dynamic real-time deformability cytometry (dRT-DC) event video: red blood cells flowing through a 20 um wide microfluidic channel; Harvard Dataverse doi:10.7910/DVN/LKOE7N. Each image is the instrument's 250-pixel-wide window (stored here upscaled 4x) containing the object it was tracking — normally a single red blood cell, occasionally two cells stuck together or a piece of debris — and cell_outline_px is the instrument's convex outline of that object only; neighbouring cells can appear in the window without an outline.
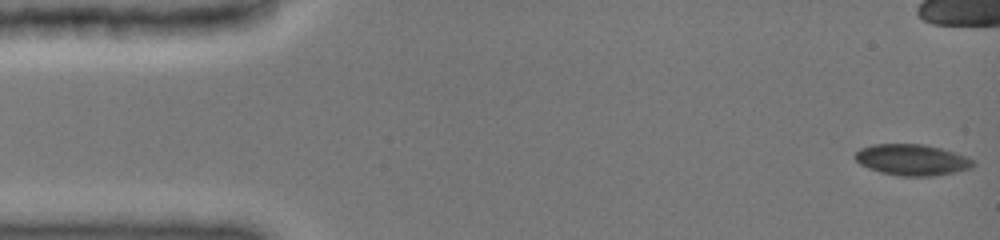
{"species": "common noctule bat (a hibernating species)", "species_latin": "Nyctalus noctula", "temperature_condition": "cold", "stored_images_in_passage": 27, "camera_frame_rate_fps": 3000, "um_per_image_px": 0.085, "animal": {"sex": "female", "body_mass_g": 19.0, "forearm_length_mm": 51.5}, "frame": {"image": 1, "passage_image": 1, "time_ms": 0.0, "image_size_px": [1000, 240], "cell_outline_px": [[976, 164], [972, 168], [956, 172], [932, 176], [900, 176], [880, 172], [868, 168], [860, 164], [856, 160], [856, 152], [860, 148], [872, 144], [924, 144], [956, 152], [968, 156], [976, 160]], "centroid_in_image_um": [77.58, 13.58], "position_along_channel_um": 7.4, "area_um2": 21.68}}
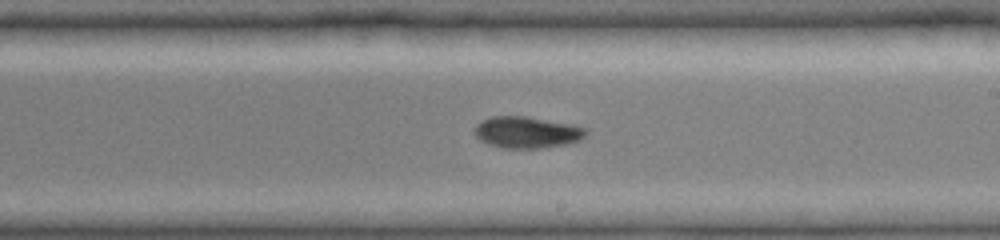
{"frame": {"image": 2, "passage_image": 17, "time_ms": 9.0, "image_size_px": [1000, 240], "cell_outline_px": [[588, 132], [580, 140], [564, 144], [540, 148], [504, 148], [488, 144], [480, 140], [476, 136], [476, 124], [492, 116], [528, 116], [572, 124], [588, 128]], "centroid_in_image_um": [44.82, 11.24], "position_along_channel_um": 244.2, "area_um2": 20.4}}
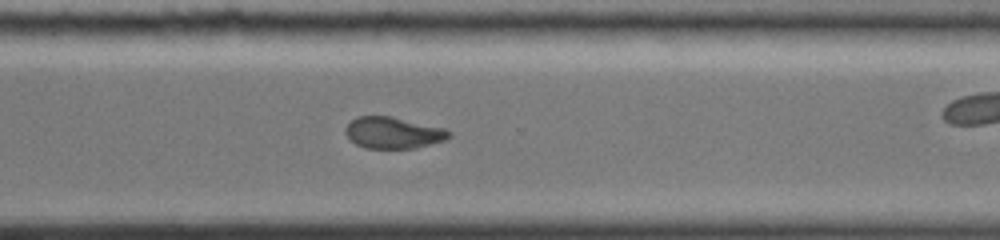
{"frame": {"image": 3, "passage_image": 21, "time_ms": 11.333, "image_size_px": [1000, 240], "cell_outline_px": [[452, 136], [448, 140], [416, 148], [368, 148], [356, 144], [344, 132], [344, 128], [352, 120], [360, 116], [392, 116], [444, 128], [452, 132]], "centroid_in_image_um": [33.48, 11.28], "position_along_channel_um": 337.1, "area_um2": 19.07}, "authors_computed_cell_mechanics": {"area_um2": 21.3282, "velocity_mm_per_s": 3.9628, "shape_relaxation_time_tau1_ms": null, "shape_relaxation_time_tau2_ms": 3.6269, "deformation_change_tau1": null, "deformation_change_tau2": 0.0639}}